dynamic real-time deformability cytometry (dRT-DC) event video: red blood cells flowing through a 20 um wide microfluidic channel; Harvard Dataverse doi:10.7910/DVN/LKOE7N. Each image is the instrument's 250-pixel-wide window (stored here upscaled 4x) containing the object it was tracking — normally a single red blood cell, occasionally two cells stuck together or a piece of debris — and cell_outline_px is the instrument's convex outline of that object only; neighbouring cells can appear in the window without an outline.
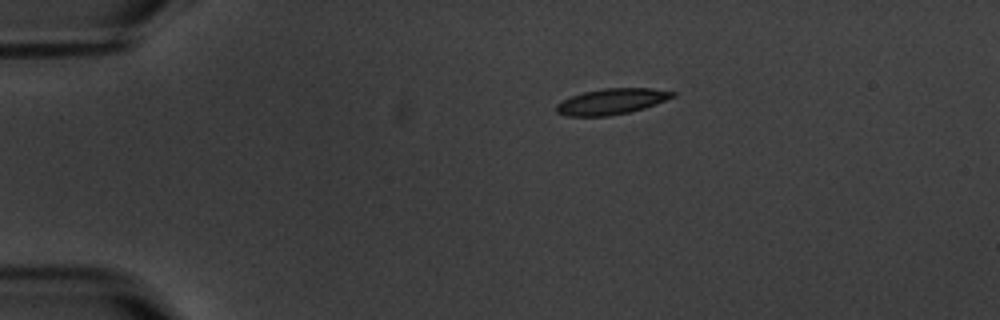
{"species": "common noctule bat (a hibernating species)", "species_latin": "Nyctalus noctula", "temperature_condition": "warm", "stored_images_in_passage": 3, "segment_of_instrument_passage": [1, 2], "camera_frame_rate_fps": 3000, "um_per_image_px": 0.085, "animal": {"sex": "male", "body_mass_g": 20.1, "forearm_length_mm": 53.5}, "frame": {"image": 1, "passage_image": 1, "time_ms": 0.0, "image_size_px": [1000, 320], "cell_outline_px": [[676, 96], [656, 104], [644, 108], [628, 112], [608, 116], [568, 116], [556, 112], [556, 104], [560, 100], [584, 92], [604, 88], [652, 88], [676, 92]], "centroid_in_image_um": [51.99, 8.62], "position_along_channel_um": 33.0, "area_um2": 17.51}}